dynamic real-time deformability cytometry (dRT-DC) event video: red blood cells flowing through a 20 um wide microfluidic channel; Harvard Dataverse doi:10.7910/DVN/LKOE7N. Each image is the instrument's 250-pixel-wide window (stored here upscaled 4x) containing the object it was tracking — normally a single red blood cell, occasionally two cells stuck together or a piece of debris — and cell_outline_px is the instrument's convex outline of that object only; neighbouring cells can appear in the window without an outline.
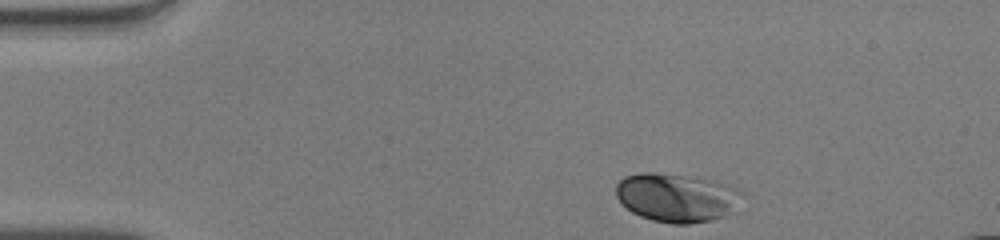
{"species": "human", "species_latin": "Homo sapiens", "temperature_condition": "warm", "stored_images_in_passage": 36, "camera_frame_rate_fps": 3000, "um_per_image_px": 0.085, "donor": {"sex": "male"}, "frame": {"image": 1, "passage_image": 1, "time_ms": 0.0, "image_size_px": [1000, 240], "cell_outline_px": [[748, 196], [736, 212], [712, 220], [688, 224], [672, 224], [652, 220], [640, 216], [632, 212], [616, 196], [616, 184], [624, 176], [640, 172], [656, 172], [684, 176], [728, 184], [744, 192]], "centroid_in_image_um": [57.61, 16.81], "position_along_channel_um": 27.4, "area_um2": 36.3}}
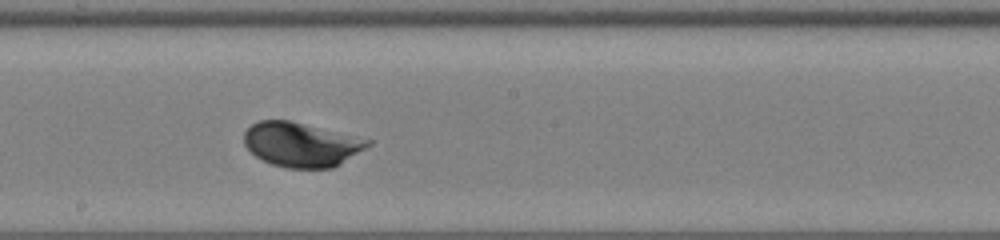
{"frame": {"image": 2, "passage_image": 21, "time_ms": 6.667, "image_size_px": [1000, 240], "cell_outline_px": [[372, 144], [340, 164], [332, 168], [288, 168], [272, 164], [256, 156], [244, 144], [244, 132], [252, 124], [260, 120], [288, 120], [372, 140]], "centroid_in_image_um": [25.6, 12.29], "position_along_channel_um": 222.6, "area_um2": 31.67}}
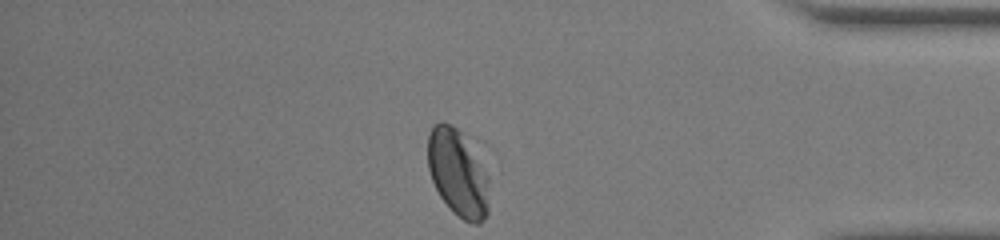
{"frame": {"image": 3, "passage_image": 36, "time_ms": 11.667, "image_size_px": [1000, 240], "cell_outline_px": [[488, 212], [484, 220], [480, 224], [472, 224], [464, 220], [452, 212], [440, 196], [432, 180], [428, 168], [428, 136], [432, 124], [440, 120], [456, 128], [460, 132], [488, 176]], "centroid_in_image_um": [38.89, 14.75], "position_along_channel_um": 396.3, "area_um2": 30.69}, "authors_computed_cell_mechanics": {"area_um2": 31.79, "velocity_mm_per_s": 4.0367, "shape_relaxation_time_tau1_ms": 1.3548, "shape_relaxation_time_tau2_ms": null, "deformation_change_tau1": 0.1024, "deformation_change_tau2": null}}